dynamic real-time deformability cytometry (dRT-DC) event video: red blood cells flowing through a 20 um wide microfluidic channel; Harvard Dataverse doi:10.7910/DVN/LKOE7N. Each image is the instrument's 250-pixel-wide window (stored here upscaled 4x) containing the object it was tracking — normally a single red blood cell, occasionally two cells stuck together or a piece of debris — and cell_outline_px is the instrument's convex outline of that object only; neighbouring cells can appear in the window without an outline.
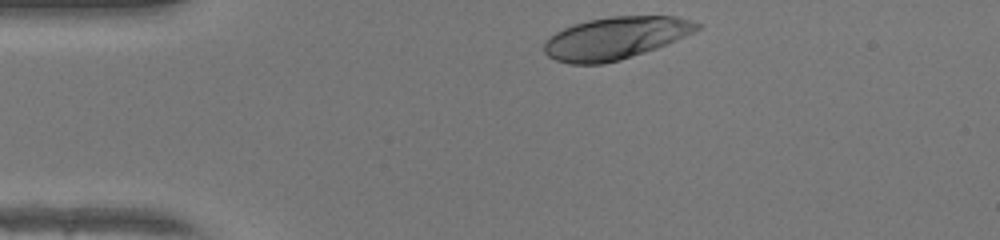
{"species": "human", "species_latin": "Homo sapiens", "temperature_condition": "warm", "stored_images_in_passage": 31, "camera_frame_rate_fps": 3000, "um_per_image_px": 0.085, "donor": {"sex": "female"}, "frame": {"image": 1, "passage_image": 1, "time_ms": 0.0, "image_size_px": [1000, 240], "cell_outline_px": [[704, 24], [696, 32], [656, 48], [620, 60], [604, 64], [568, 64], [556, 60], [548, 56], [544, 52], [544, 40], [556, 32], [572, 24], [588, 20], [608, 16], [676, 16]], "centroid_in_image_um": [52.31, 3.23], "position_along_channel_um": 32.7, "area_um2": 37.92}}
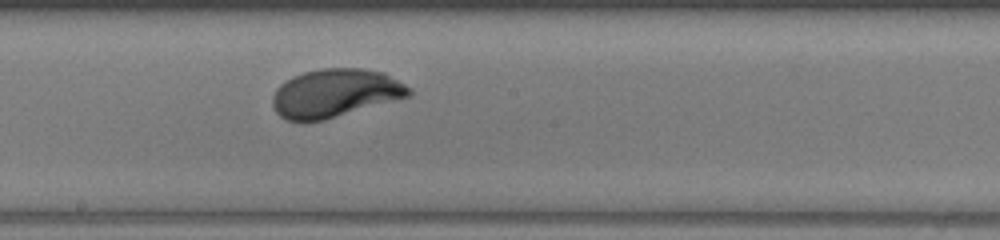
{"frame": {"image": 2, "passage_image": 18, "time_ms": 5.667, "image_size_px": [1000, 240], "cell_outline_px": [[412, 96], [324, 120], [284, 120], [272, 108], [272, 96], [276, 88], [280, 84], [292, 76], [304, 72], [320, 68], [364, 68], [384, 72], [412, 88]], "centroid_in_image_um": [28.5, 7.91], "position_along_channel_um": 219.7, "area_um2": 38.73}}
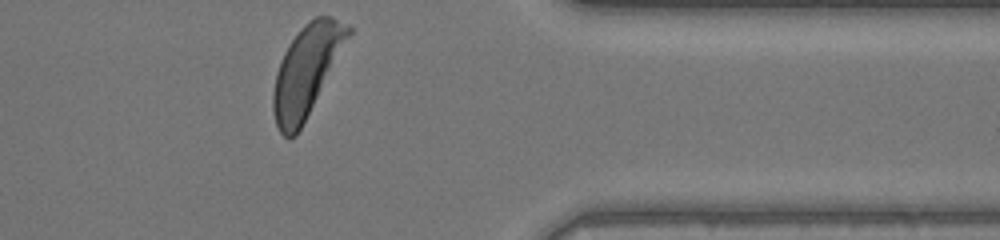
{"frame": {"image": 3, "passage_image": 31, "time_ms": 10.0, "image_size_px": [1000, 240], "cell_outline_px": [[352, 32], [296, 136], [288, 140], [280, 132], [276, 124], [272, 108], [272, 92], [276, 72], [280, 60], [284, 52], [300, 28], [308, 20], [316, 16], [332, 16], [348, 24], [352, 28]], "centroid_in_image_um": [26.03, 5.99], "position_along_channel_um": 385.4, "area_um2": 39.02}, "authors_computed_cell_mechanics": {"area_um2": 38.2058, "velocity_mm_per_s": 4.1859, "shape_relaxation_time_tau1_ms": 2.1867, "shape_relaxation_time_tau2_ms": null, "deformation_change_tau1": 0.1833, "deformation_change_tau2": null}}